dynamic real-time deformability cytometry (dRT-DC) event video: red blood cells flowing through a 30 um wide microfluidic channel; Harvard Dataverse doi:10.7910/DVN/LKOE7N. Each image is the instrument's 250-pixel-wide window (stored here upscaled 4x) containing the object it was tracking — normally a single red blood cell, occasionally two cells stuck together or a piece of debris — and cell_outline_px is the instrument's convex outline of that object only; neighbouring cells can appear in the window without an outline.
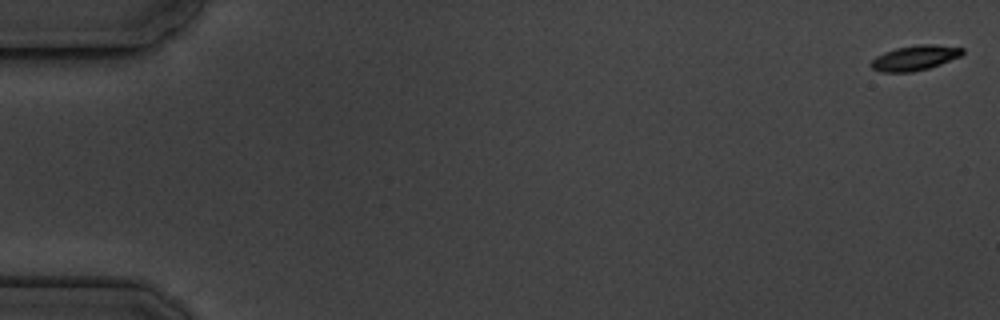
{"species": "common noctule bat (a hibernating species)", "species_latin": "Nyctalus noctula", "temperature_condition": "cold", "stored_images_in_passage": 7, "camera_frame_rate_fps": 3000, "um_per_image_px": 0.085, "animal": {"sex": "male", "body_mass_g": 19.5, "forearm_length_mm": 54.6}, "frame": {"image": 1, "passage_image": 1, "time_ms": 0.0, "image_size_px": [1000, 320], "cell_outline_px": [[964, 52], [960, 56], [940, 64], [928, 68], [912, 72], [880, 72], [872, 68], [868, 64], [876, 56], [884, 52], [896, 48], [920, 44], [932, 44], [964, 48]], "centroid_in_image_um": [77.73, 4.92], "position_along_channel_um": 7.3, "area_um2": 13.29}}
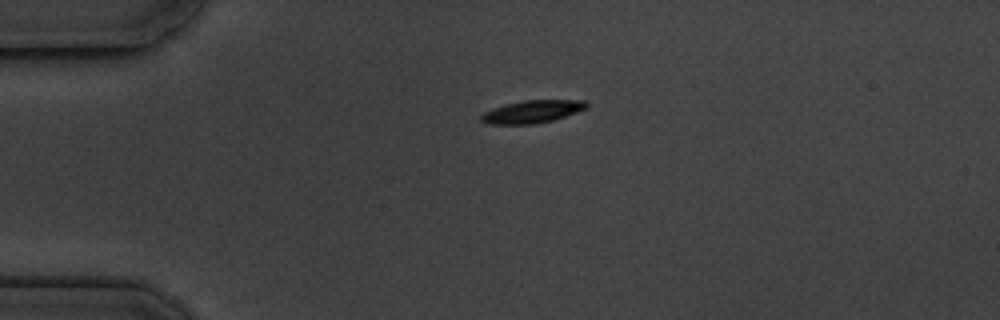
{"frame": {"image": 2, "passage_image": 5, "time_ms": 4.333, "image_size_px": [1000, 320], "cell_outline_px": [[588, 108], [552, 120], [536, 124], [488, 124], [480, 120], [480, 116], [484, 112], [492, 108], [504, 104], [524, 100], [584, 100], [588, 104]], "centroid_in_image_um": [45.21, 9.48], "position_along_channel_um": 39.8, "area_um2": 13.93}}